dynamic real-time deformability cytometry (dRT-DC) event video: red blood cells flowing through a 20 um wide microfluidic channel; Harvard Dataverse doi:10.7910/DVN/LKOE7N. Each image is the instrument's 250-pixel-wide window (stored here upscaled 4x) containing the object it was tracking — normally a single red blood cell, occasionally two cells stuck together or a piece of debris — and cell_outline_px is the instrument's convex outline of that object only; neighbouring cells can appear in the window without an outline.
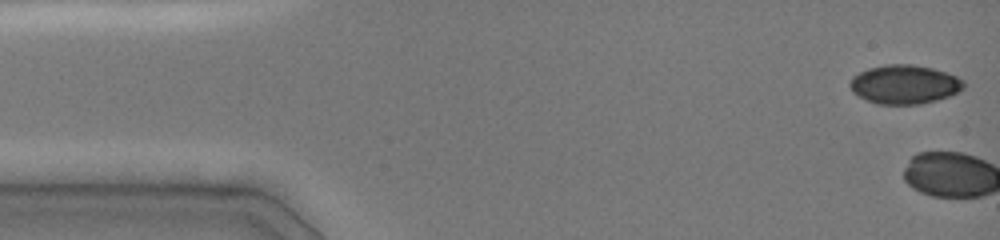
{"species": "common noctule bat (a hibernating species)", "species_latin": "Nyctalus noctula", "temperature_condition": "cold", "stored_images_in_passage": 17, "camera_frame_rate_fps": 3000, "um_per_image_px": 0.085, "animal": {"sex": "female", "body_mass_g": 19.0, "forearm_length_mm": 51.5}, "frame": {"image": 1, "passage_image": 1, "time_ms": 0.0, "image_size_px": [1000, 240], "cell_outline_px": [[964, 88], [948, 96], [936, 100], [920, 104], [876, 104], [852, 92], [848, 84], [852, 76], [868, 68], [884, 64], [912, 64], [932, 68], [956, 76], [964, 80]], "centroid_in_image_um": [76.85, 7.16], "position_along_channel_um": 8.2, "area_um2": 25.78}}
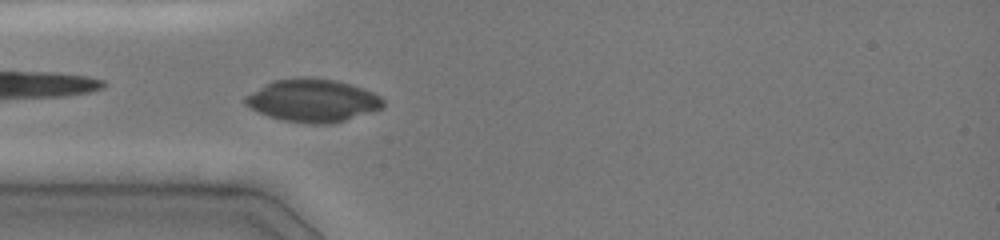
{"frame": {"image": 2, "passage_image": 10, "time_ms": 4.667, "image_size_px": [1000, 240], "cell_outline_px": [[384, 108], [332, 124], [312, 124], [284, 120], [268, 116], [244, 104], [244, 96], [264, 84], [272, 80], [300, 76], [304, 76], [336, 80], [352, 84], [364, 88], [380, 96], [384, 100]], "centroid_in_image_um": [26.59, 8.52], "position_along_channel_um": 58.4, "area_um2": 34.74}}